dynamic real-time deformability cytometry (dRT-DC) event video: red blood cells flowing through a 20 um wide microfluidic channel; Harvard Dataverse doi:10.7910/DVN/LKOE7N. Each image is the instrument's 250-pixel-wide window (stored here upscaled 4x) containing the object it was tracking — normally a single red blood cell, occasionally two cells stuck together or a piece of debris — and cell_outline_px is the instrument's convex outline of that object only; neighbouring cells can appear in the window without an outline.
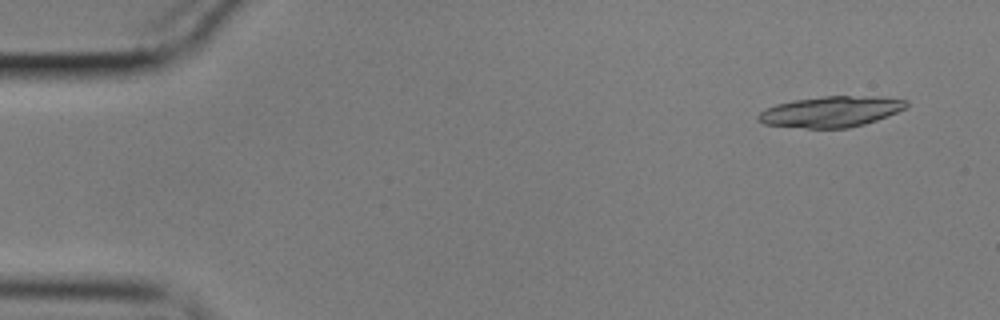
{"species": "common noctule bat (a hibernating species)", "species_latin": "Nyctalus noctula", "temperature_condition": "cold", "stored_images_in_passage": 19, "camera_frame_rate_fps": 3000, "um_per_image_px": 0.085, "animal": {"sex": "male", "body_mass_g": 17.9}, "frame": {"image": 1, "passage_image": 2, "time_ms": 0.333, "image_size_px": [1000, 320], "cell_outline_px": [[908, 104], [904, 108], [896, 112], [876, 120], [864, 124], [848, 128], [808, 128], [764, 124], [756, 120], [756, 116], [764, 108], [776, 104], [796, 100], [824, 96], [880, 96], [908, 100]], "centroid_in_image_um": [70.61, 9.48], "position_along_channel_um": 14.4, "area_um2": 26.53}}